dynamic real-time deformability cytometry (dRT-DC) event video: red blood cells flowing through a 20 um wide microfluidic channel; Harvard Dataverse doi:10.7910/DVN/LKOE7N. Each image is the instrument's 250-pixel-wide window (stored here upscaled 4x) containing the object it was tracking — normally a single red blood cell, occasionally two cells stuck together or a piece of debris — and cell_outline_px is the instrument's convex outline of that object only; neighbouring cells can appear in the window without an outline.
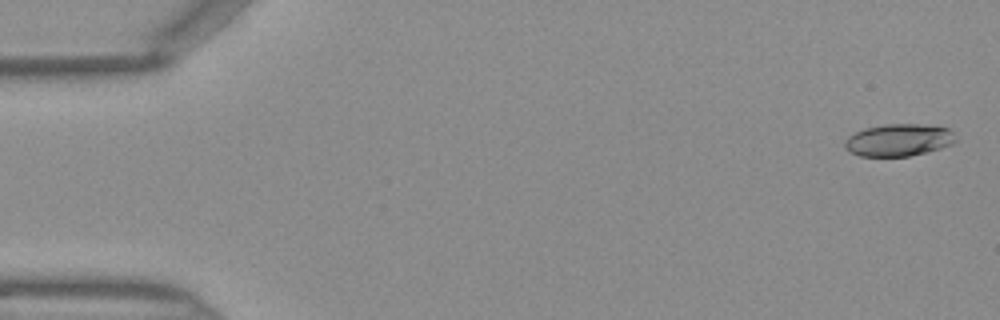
{"species": "Egyptian fruit bat (a non-hibernating species)", "species_latin": "Rousettus aegyptiacus", "temperature_condition": "warm", "stored_images_in_passage": 13, "camera_frame_rate_fps": 3000, "um_per_image_px": 0.085, "frame": {"image": 1, "passage_image": 2, "time_ms": 0.333, "image_size_px": [1000, 320], "cell_outline_px": [[956, 140], [952, 144], [928, 152], [908, 156], [860, 156], [844, 148], [844, 140], [848, 136], [864, 128], [884, 124], [920, 124], [948, 128], [952, 132]], "centroid_in_image_um": [76.36, 11.9], "position_along_channel_um": 8.6, "area_um2": 20.81}}
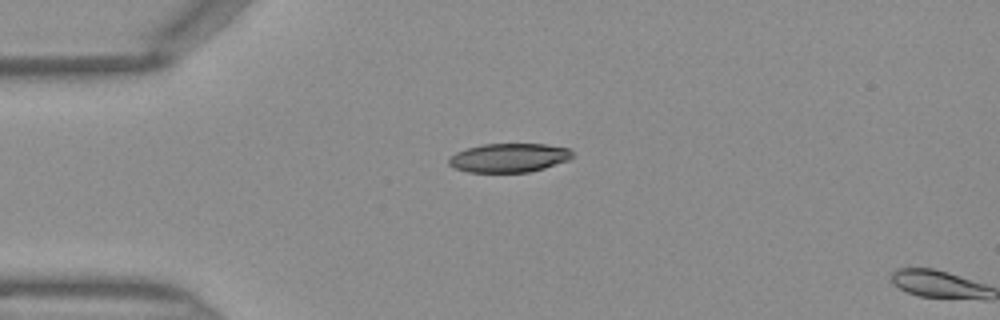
{"frame": {"image": 2, "passage_image": 12, "time_ms": 3.667, "image_size_px": [1000, 320], "cell_outline_px": [[572, 156], [568, 160], [544, 168], [528, 172], [468, 172], [456, 168], [448, 164], [448, 160], [456, 152], [468, 148], [484, 144], [544, 144], [568, 148], [572, 152]], "centroid_in_image_um": [43.26, 13.41], "position_along_channel_um": 41.7, "area_um2": 20.58}}